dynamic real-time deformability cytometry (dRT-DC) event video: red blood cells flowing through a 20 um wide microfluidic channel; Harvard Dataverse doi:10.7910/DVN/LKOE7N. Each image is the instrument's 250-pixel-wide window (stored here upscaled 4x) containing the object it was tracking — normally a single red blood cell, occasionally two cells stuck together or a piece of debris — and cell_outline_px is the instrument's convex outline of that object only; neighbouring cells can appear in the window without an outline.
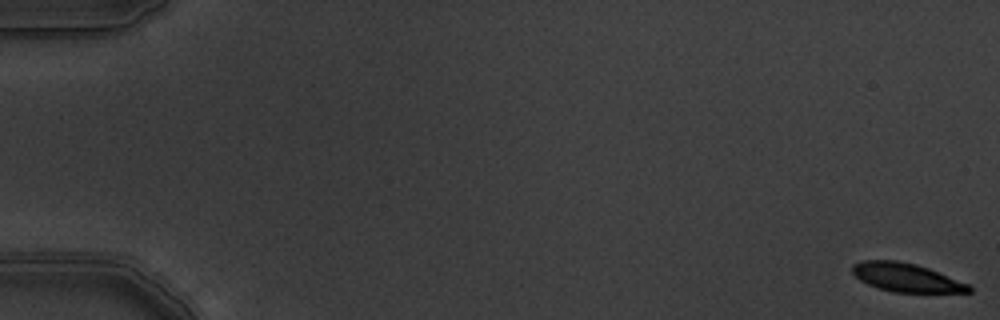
{"species": "common noctule bat (a hibernating species)", "species_latin": "Nyctalus noctula", "temperature_condition": "warm", "stored_images_in_passage": 16, "camera_frame_rate_fps": 3000, "um_per_image_px": 0.085, "animal": {"sex": "male", "body_mass_g": 19.5, "forearm_length_mm": 54.6}, "frame": {"image": 1, "passage_image": 1, "time_ms": 0.0, "image_size_px": [1000, 320], "cell_outline_px": [[972, 292], [896, 292], [880, 288], [868, 284], [860, 280], [852, 272], [852, 264], [860, 260], [896, 260], [916, 264], [928, 268], [968, 284], [972, 288]], "centroid_in_image_um": [77.0, 23.57], "position_along_channel_um": 8.0, "area_um2": 19.19}}
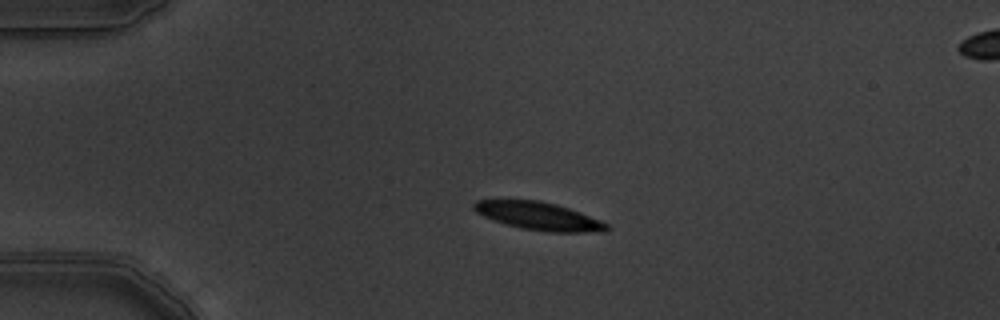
{"frame": {"image": 2, "passage_image": 5, "time_ms": 1.333, "image_size_px": [1000, 320], "cell_outline_px": [[612, 228], [608, 232], [548, 232], [520, 228], [484, 216], [476, 212], [472, 208], [472, 204], [476, 200], [540, 200], [556, 204], [580, 212], [600, 220], [608, 224]], "centroid_in_image_um": [45.84, 18.37], "position_along_channel_um": 39.2, "area_um2": 21.62}}
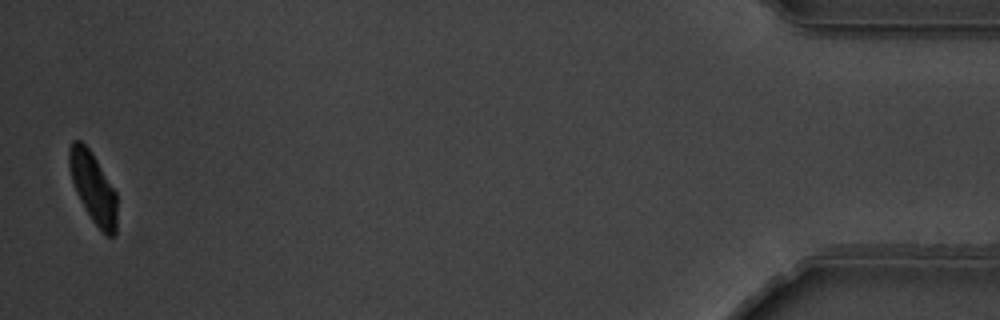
{"frame": {"image": 3, "passage_image": 16, "time_ms": 5.0, "image_size_px": [1000, 320], "cell_outline_px": [[116, 236], [108, 236], [92, 220], [80, 200], [76, 192], [72, 180], [68, 164], [68, 148], [72, 140], [80, 140], [88, 148], [96, 160], [116, 192]], "centroid_in_image_um": [7.89, 15.92], "position_along_channel_um": 427.3, "area_um2": 19.31}}